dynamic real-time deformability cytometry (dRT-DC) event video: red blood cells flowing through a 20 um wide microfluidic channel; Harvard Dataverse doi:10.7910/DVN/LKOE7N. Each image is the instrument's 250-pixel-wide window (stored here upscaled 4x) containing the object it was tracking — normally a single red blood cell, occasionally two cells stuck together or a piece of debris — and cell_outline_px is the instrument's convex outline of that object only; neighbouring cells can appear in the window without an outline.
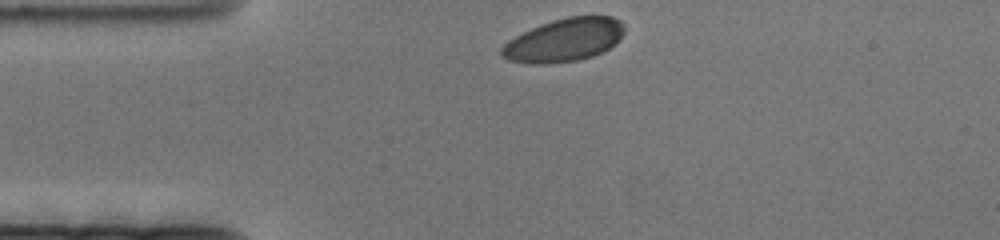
{"species": "human", "species_latin": "Homo sapiens", "temperature_condition": "cold", "stored_images_in_passage": 50, "camera_frame_rate_fps": 3000, "um_per_image_px": 0.085, "donor": {"sex": "female"}, "frame": {"image": 1, "passage_image": 1, "time_ms": 0.0, "image_size_px": [1000, 240], "cell_outline_px": [[624, 32], [608, 48], [592, 56], [576, 60], [544, 64], [532, 64], [508, 60], [500, 56], [500, 48], [508, 40], [540, 24], [552, 20], [568, 16], [612, 16], [620, 20], [624, 24]], "centroid_in_image_um": [47.91, 3.4], "position_along_channel_um": 37.1, "area_um2": 30.63}}
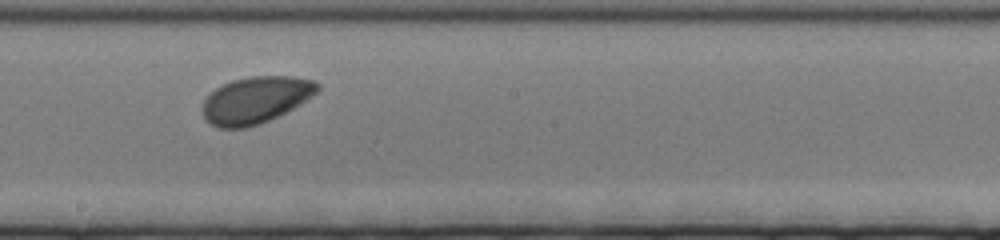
{"frame": {"image": 2, "passage_image": 27, "time_ms": 8.667, "image_size_px": [1000, 240], "cell_outline_px": [[320, 88], [312, 96], [300, 104], [260, 124], [244, 128], [216, 128], [204, 120], [204, 100], [216, 88], [232, 80], [252, 76], [296, 76], [316, 80], [320, 84]], "centroid_in_image_um": [21.75, 8.49], "position_along_channel_um": 226.4, "area_um2": 31.21}}
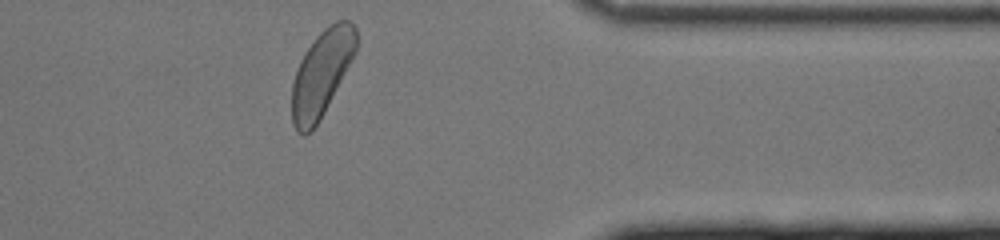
{"frame": {"image": 3, "passage_image": 48, "time_ms": 15.667, "image_size_px": [1000, 240], "cell_outline_px": [[356, 52], [324, 112], [312, 132], [304, 136], [296, 132], [292, 124], [292, 84], [300, 60], [316, 36], [324, 28], [336, 20], [348, 20], [356, 28]], "centroid_in_image_um": [27.32, 6.27], "position_along_channel_um": 384.1, "area_um2": 31.96}}